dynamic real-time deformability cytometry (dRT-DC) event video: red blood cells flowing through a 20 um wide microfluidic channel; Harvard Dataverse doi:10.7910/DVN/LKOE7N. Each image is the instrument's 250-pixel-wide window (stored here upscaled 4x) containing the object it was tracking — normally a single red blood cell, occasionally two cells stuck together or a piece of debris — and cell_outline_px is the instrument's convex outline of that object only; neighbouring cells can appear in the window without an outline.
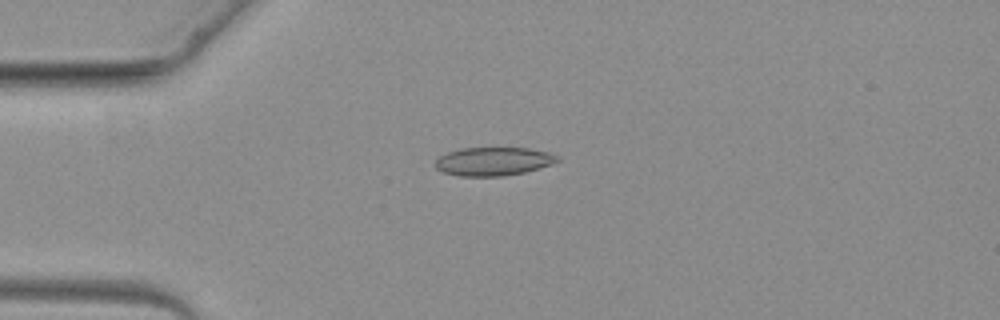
{"species": "common noctule bat (a hibernating species)", "species_latin": "Nyctalus noctula", "temperature_condition": "warm", "stored_images_in_passage": 3, "camera_frame_rate_fps": 3000, "um_per_image_px": 0.085, "animal": {"sex": "female", "body_mass_g": 19.3, "forearm_length_mm": 54.1}, "frame": {"image": 1, "passage_image": 3, "time_ms": 2.667, "image_size_px": [1000, 320], "cell_outline_px": [[560, 160], [552, 164], [524, 172], [500, 176], [460, 176], [444, 172], [436, 168], [432, 164], [440, 156], [448, 152], [460, 148], [528, 148], [548, 152], [560, 156]], "centroid_in_image_um": [41.93, 13.71], "position_along_channel_um": 43.1, "area_um2": 20.23}}